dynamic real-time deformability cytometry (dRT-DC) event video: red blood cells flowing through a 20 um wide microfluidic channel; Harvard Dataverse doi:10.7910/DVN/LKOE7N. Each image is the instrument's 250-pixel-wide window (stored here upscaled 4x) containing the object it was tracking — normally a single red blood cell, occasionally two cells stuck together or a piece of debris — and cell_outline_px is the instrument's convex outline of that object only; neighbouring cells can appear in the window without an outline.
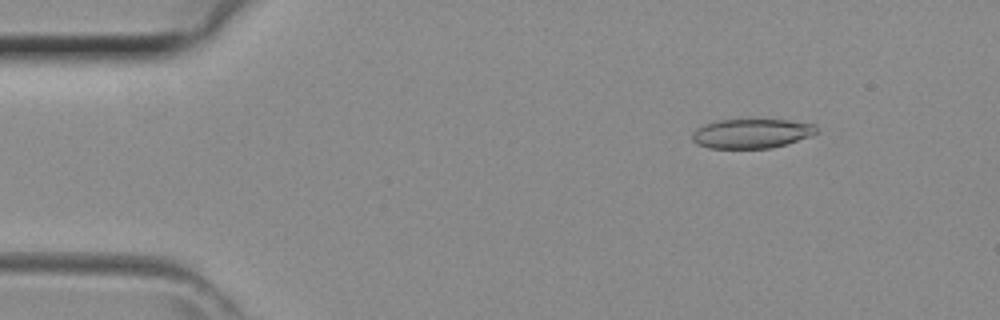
{"species": "common noctule bat (a hibernating species)", "species_latin": "Nyctalus noctula", "temperature_condition": "room temperature", "stored_images_in_passage": 11, "camera_frame_rate_fps": 3000, "um_per_image_px": 0.085, "animal": {"sex": "female", "body_mass_g": 29.2, "forearm_length_mm": 56.3}, "frame": {"image": 1, "passage_image": 5, "time_ms": 1.333, "image_size_px": [1000, 320], "cell_outline_px": [[820, 132], [812, 136], [772, 148], [708, 148], [696, 144], [692, 140], [692, 132], [696, 128], [704, 124], [716, 120], [748, 116], [788, 120], [816, 124]], "centroid_in_image_um": [63.9, 11.29], "position_along_channel_um": 21.1, "area_um2": 22.6}}